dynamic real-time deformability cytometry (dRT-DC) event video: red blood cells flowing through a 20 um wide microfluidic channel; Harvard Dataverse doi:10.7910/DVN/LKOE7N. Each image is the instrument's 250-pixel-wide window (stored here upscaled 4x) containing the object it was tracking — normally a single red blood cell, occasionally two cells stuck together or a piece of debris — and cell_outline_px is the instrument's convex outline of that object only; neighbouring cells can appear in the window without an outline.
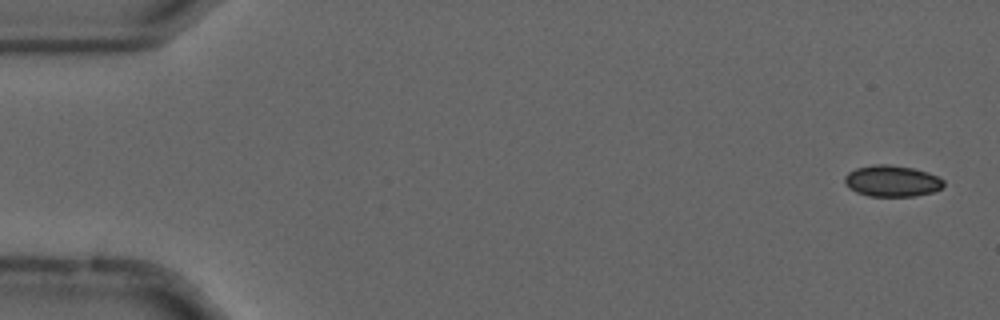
{"species": "common noctule bat (a hibernating species)", "species_latin": "Nyctalus noctula", "temperature_condition": "cold", "stored_images_in_passage": 55, "camera_frame_rate_fps": 3000, "um_per_image_px": 0.085, "animal": {"sex": "male", "forearm_length_mm": 52.5}, "frame": {"image": 1, "passage_image": 2, "time_ms": 0.333, "image_size_px": [1000, 320], "cell_outline_px": [[944, 184], [940, 188], [932, 192], [916, 196], [868, 196], [856, 192], [848, 188], [844, 184], [844, 176], [848, 172], [856, 168], [872, 164], [888, 164], [912, 168], [928, 172], [944, 180]], "centroid_in_image_um": [75.77, 15.38], "position_along_channel_um": 9.2, "area_um2": 18.15}}
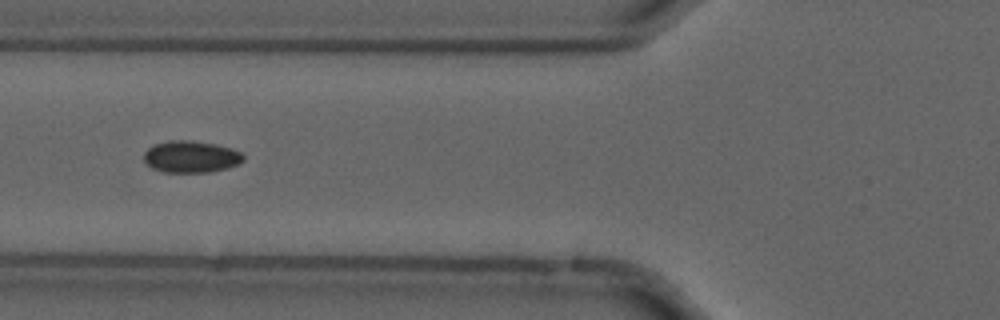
{"frame": {"image": 2, "passage_image": 21, "time_ms": 6.667, "image_size_px": [1000, 320], "cell_outline_px": [[244, 160], [240, 164], [228, 168], [212, 172], [164, 172], [152, 168], [144, 160], [144, 152], [152, 144], [168, 140], [192, 140], [216, 144], [232, 148], [240, 152], [244, 156]], "centroid_in_image_um": [16.25, 13.31], "position_along_channel_um": 109.6, "area_um2": 18.73}}
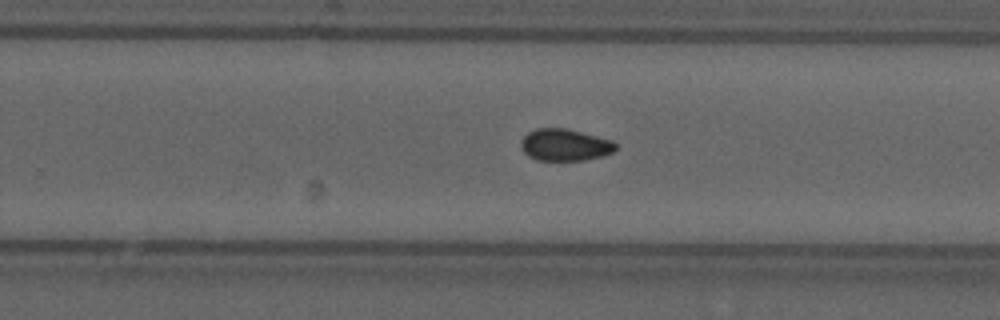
{"frame": {"image": 3, "passage_image": 35, "time_ms": 11.333, "image_size_px": [1000, 320], "cell_outline_px": [[616, 152], [604, 156], [584, 160], [536, 160], [528, 156], [520, 148], [520, 140], [528, 132], [536, 128], [568, 128], [612, 140], [616, 144]], "centroid_in_image_um": [48.02, 12.31], "position_along_channel_um": 281.8, "area_um2": 17.92}, "authors_computed_cell_mechanics": {"area_um2": 17.918, "velocity_mm_per_s": 3.6982, "shape_relaxation_time_tau1_ms": 2.6856, "shape_relaxation_time_tau2_ms": 4.4655, "deformation_change_tau1": 0.0489, "deformation_change_tau2": 0.0634}}